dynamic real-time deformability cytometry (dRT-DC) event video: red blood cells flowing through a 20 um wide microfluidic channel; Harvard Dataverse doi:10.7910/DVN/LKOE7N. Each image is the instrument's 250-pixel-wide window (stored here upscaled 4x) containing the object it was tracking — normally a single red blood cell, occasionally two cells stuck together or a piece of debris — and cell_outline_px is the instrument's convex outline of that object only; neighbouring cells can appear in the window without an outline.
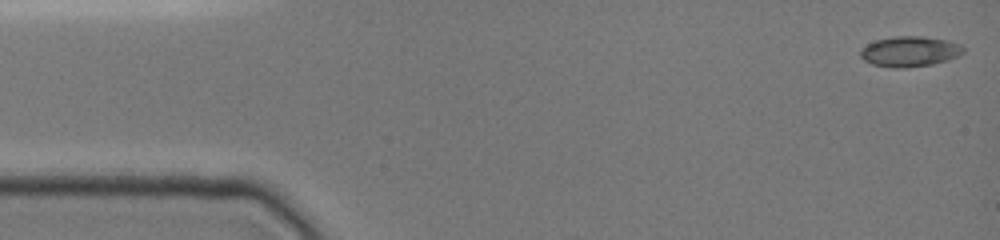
{"species": "common noctule bat (a hibernating species)", "species_latin": "Nyctalus noctula", "temperature_condition": "cold", "stored_images_in_passage": 3, "camera_frame_rate_fps": 3000, "um_per_image_px": 0.085, "animal": {"sex": "female", "body_mass_g": 19.0, "forearm_length_mm": 51.5}, "frame": {"image": 1, "passage_image": 1, "time_ms": 0.0, "image_size_px": [1000, 240], "cell_outline_px": [[964, 52], [948, 60], [932, 64], [904, 68], [892, 68], [872, 64], [864, 60], [860, 56], [860, 48], [876, 40], [896, 36], [924, 36], [948, 40], [960, 44], [964, 48]], "centroid_in_image_um": [77.32, 4.37], "position_along_channel_um": 7.7, "area_um2": 18.26}}